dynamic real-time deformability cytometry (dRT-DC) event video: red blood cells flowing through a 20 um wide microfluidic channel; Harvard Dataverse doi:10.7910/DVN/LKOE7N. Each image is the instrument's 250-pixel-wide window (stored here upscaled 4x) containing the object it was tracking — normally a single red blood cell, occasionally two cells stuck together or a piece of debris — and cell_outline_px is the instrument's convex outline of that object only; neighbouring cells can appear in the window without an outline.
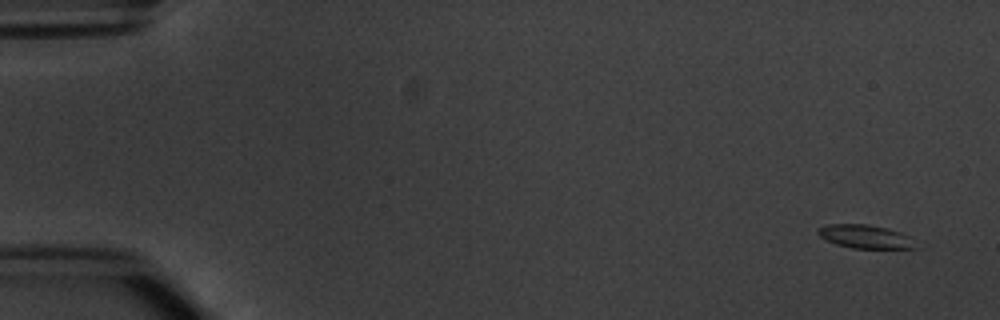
{"species": "common noctule bat (a hibernating species)", "species_latin": "Nyctalus noctula", "temperature_condition": "warm", "stored_images_in_passage": 4, "camera_frame_rate_fps": 3000, "um_per_image_px": 0.085, "animal": {"sex": "male", "body_mass_g": 20.1, "forearm_length_mm": 53.5}, "frame": {"image": 1, "passage_image": 1, "time_ms": 0.0, "image_size_px": [1000, 320], "cell_outline_px": [[920, 248], [852, 248], [836, 244], [820, 236], [816, 232], [816, 228], [828, 224], [868, 224], [888, 228], [900, 232], [908, 236]], "centroid_in_image_um": [73.53, 20.1], "position_along_channel_um": 11.5, "area_um2": 13.35}}